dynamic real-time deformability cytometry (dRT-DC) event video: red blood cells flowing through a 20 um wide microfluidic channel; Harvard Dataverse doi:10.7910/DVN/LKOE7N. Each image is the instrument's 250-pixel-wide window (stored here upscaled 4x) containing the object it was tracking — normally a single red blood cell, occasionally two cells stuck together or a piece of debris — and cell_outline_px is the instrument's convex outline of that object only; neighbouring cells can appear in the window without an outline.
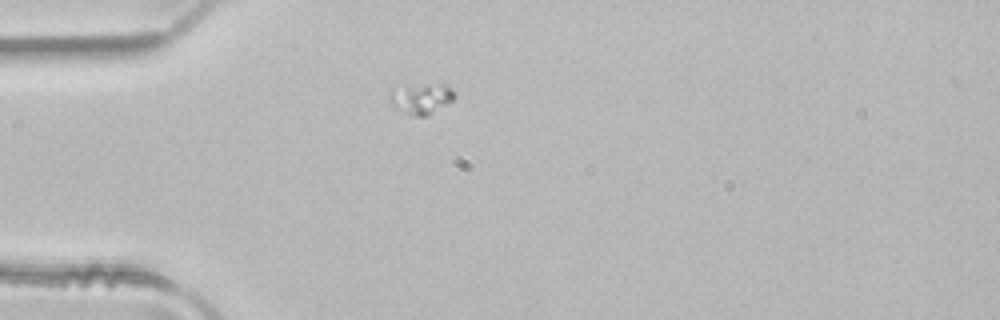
{"species": "common noctule bat (a hibernating species)", "species_latin": "Nyctalus noctula", "temperature_condition": "room temperature", "stored_images_in_passage": 5, "camera_frame_rate_fps": 3000, "um_per_image_px": 0.085, "animal": {"sex": "male", "body_mass_g": 21.5, "forearm_length_mm": 52.0}, "frame": {"image": 1, "passage_image": 5, "time_ms": 1.333, "image_size_px": [1000, 320], "cell_outline_px": [[456, 96], [452, 100], [428, 116], [408, 116], [396, 108], [388, 100], [388, 96], [392, 92], [408, 84], [444, 84], [452, 88]], "centroid_in_image_um": [35.81, 8.38], "position_along_channel_um": 49.2, "area_um2": 11.68}}